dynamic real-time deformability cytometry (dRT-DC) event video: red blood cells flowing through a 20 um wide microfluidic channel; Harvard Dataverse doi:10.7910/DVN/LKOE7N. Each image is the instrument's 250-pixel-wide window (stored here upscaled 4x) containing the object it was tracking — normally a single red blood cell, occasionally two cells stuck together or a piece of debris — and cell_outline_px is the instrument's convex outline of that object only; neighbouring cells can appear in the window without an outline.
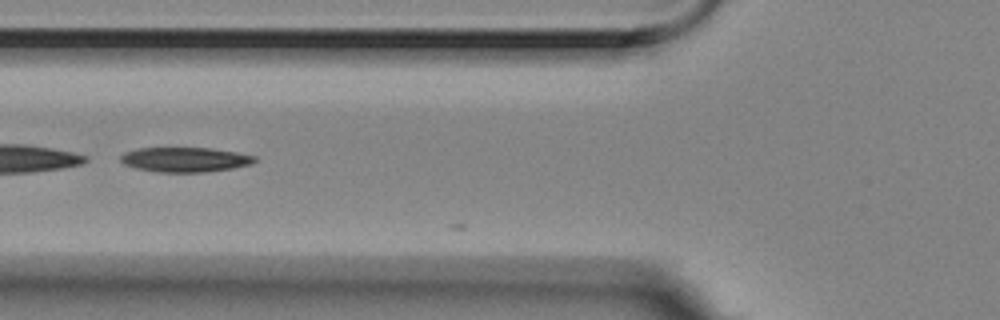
{"species": "Egyptian fruit bat (a non-hibernating species)", "species_latin": "Rousettus aegyptiacus", "temperature_condition": "room temperature", "stored_images_in_passage": 8, "segment_of_instrument_passage": [2, 2], "camera_frame_rate_fps": 3000, "um_per_image_px": 0.085, "animal": {"sex": "female"}, "frame": {"image": 1, "passage_image": 5, "time_ms": 1.333, "image_size_px": [1000, 320], "cell_outline_px": [[256, 160], [252, 164], [232, 168], [204, 172], [156, 172], [136, 168], [124, 164], [120, 160], [120, 156], [124, 152], [136, 148], [208, 148], [236, 152], [256, 156]], "centroid_in_image_um": [15.7, 13.56], "position_along_channel_um": 110.1, "area_um2": 19.31}}
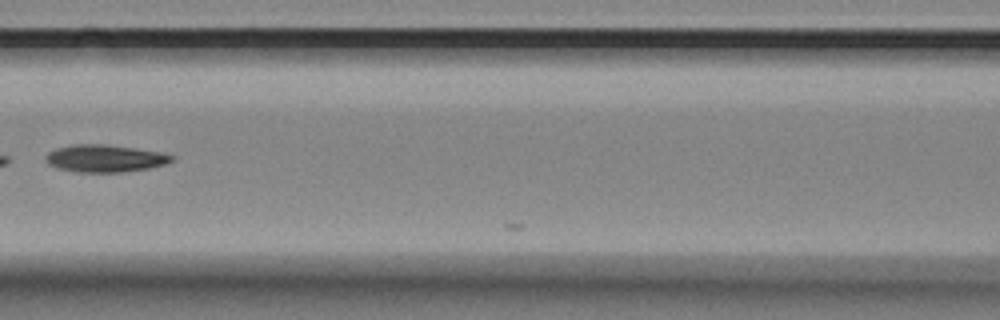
{"frame": {"image": 2, "passage_image": 6, "time_ms": 1.667, "image_size_px": [1000, 320], "cell_outline_px": [[176, 160], [164, 164], [148, 168], [124, 172], [76, 172], [56, 168], [48, 164], [44, 160], [44, 156], [48, 152], [56, 148], [72, 144], [104, 144], [160, 152], [176, 156]], "centroid_in_image_um": [8.88, 13.46], "position_along_channel_um": 157.7, "area_um2": 20.23}}
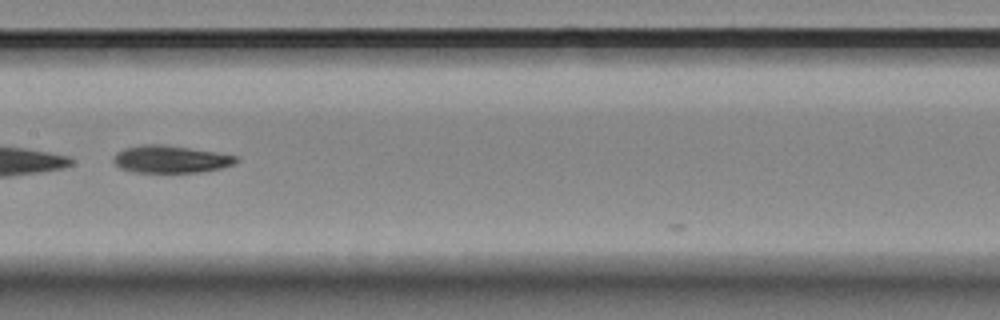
{"frame": {"image": 3, "passage_image": 7, "time_ms": 2.0, "image_size_px": [1000, 320], "cell_outline_px": [[240, 160], [232, 164], [220, 168], [200, 172], [132, 172], [120, 168], [112, 160], [116, 152], [124, 148], [140, 144], [160, 144], [216, 152], [236, 156]], "centroid_in_image_um": [14.45, 13.53], "position_along_channel_um": 192.9, "area_um2": 19.48}}